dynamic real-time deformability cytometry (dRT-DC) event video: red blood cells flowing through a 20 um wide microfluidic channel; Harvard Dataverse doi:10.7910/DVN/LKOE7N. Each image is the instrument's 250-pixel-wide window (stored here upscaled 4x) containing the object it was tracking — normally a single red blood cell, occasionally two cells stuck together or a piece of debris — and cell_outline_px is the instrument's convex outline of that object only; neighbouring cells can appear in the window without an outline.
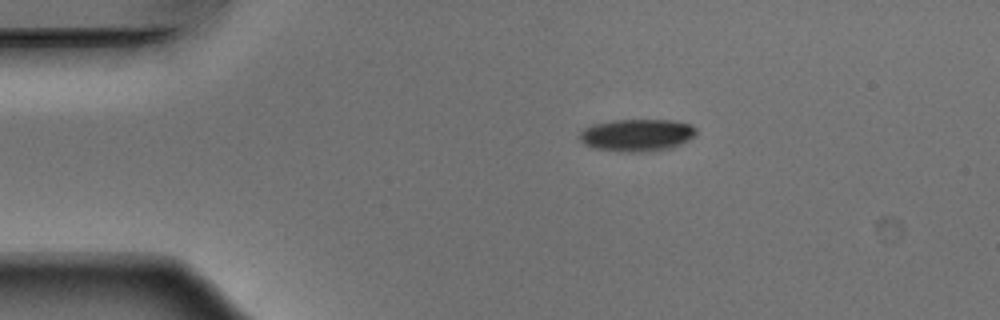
{"species": "Egyptian fruit bat (a non-hibernating species)", "species_latin": "Rousettus aegyptiacus", "temperature_condition": "warm", "stored_images_in_passage": 43, "camera_frame_rate_fps": 3000, "um_per_image_px": 0.085, "animal": {"sex": "male"}, "frame": {"image": 1, "passage_image": 1, "time_ms": 0.0, "image_size_px": [1000, 320], "cell_outline_px": [[696, 132], [688, 140], [668, 148], [644, 152], [620, 152], [596, 148], [584, 144], [580, 140], [580, 132], [584, 128], [592, 124], [612, 120], [672, 120], [692, 124], [696, 128]], "centroid_in_image_um": [54.11, 11.47], "position_along_channel_um": 30.9, "area_um2": 21.85}}
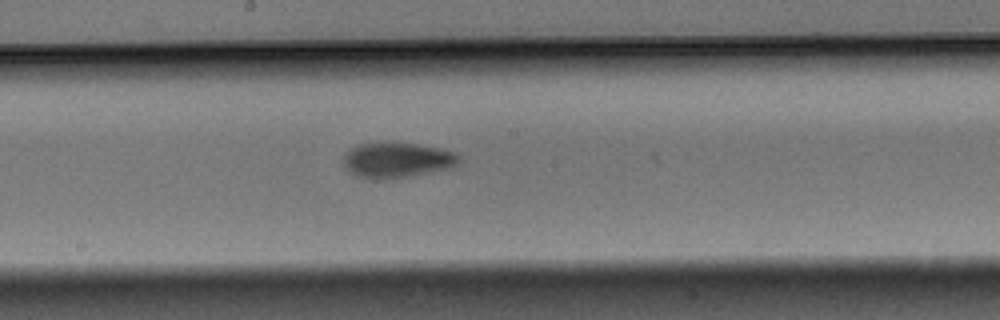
{"frame": {"image": 2, "passage_image": 19, "time_ms": 6.0, "image_size_px": [1000, 320], "cell_outline_px": [[460, 160], [452, 168], [408, 176], [384, 180], [372, 180], [360, 176], [352, 172], [344, 164], [344, 156], [352, 148], [360, 144], [416, 144], [456, 152], [460, 156]], "centroid_in_image_um": [33.79, 13.64], "position_along_channel_um": 214.4, "area_um2": 23.12}}
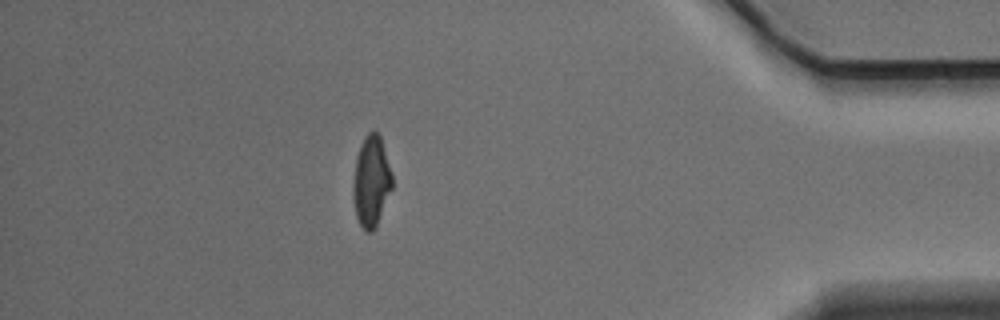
{"frame": {"image": 3, "passage_image": 37, "time_ms": 12.0, "image_size_px": [1000, 320], "cell_outline_px": [[392, 188], [376, 228], [372, 232], [368, 232], [360, 224], [356, 216], [352, 196], [352, 188], [356, 156], [364, 136], [368, 132], [376, 132], [380, 136], [392, 176]], "centroid_in_image_um": [31.54, 15.44], "position_along_channel_um": 403.7, "area_um2": 20.58}, "authors_computed_cell_mechanics": {"area_um2": 22.5998, "velocity_mm_per_s": 3.8756, "shape_relaxation_time_tau1_ms": 3.9638, "shape_relaxation_time_tau2_ms": 2.9478, "deformation_change_tau1": 0.149, "deformation_change_tau2": 0.089}}